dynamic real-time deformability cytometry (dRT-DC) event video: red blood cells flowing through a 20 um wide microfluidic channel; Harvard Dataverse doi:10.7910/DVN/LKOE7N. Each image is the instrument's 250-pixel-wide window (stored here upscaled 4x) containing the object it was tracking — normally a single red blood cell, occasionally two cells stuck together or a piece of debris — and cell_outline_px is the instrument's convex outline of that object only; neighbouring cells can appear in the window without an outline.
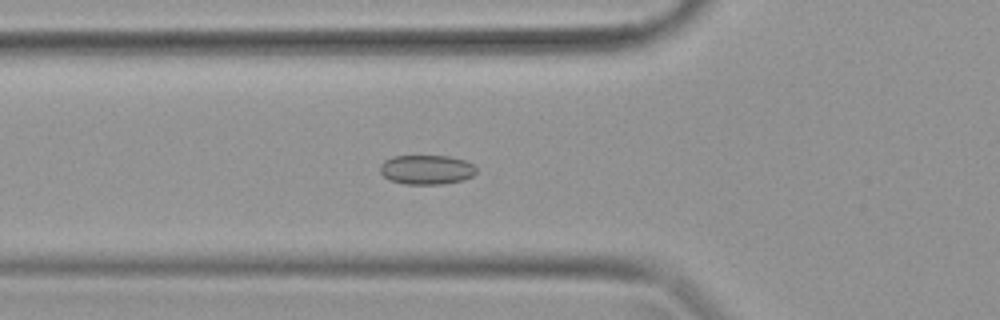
{"species": "common noctule bat (a hibernating species)", "species_latin": "Nyctalus noctula", "temperature_condition": "warm", "stored_images_in_passage": 36, "camera_frame_rate_fps": 3000, "um_per_image_px": 0.085, "animal": {"sex": "female", "body_mass_g": 19.9}, "frame": {"image": 1, "passage_image": 11, "time_ms": 3.333, "image_size_px": [1000, 320], "cell_outline_px": [[476, 172], [460, 180], [432, 184], [412, 184], [392, 180], [384, 176], [380, 172], [380, 168], [388, 160], [396, 156], [444, 156], [460, 160], [472, 164]], "centroid_in_image_um": [36.22, 14.41], "position_along_channel_um": 89.6, "area_um2": 15.49}}
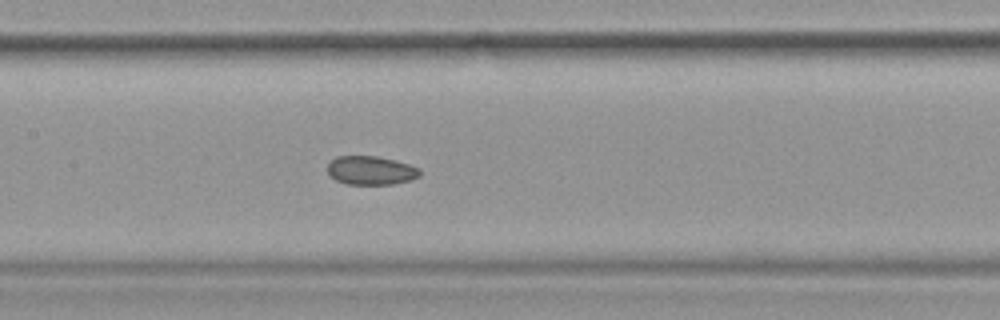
{"frame": {"image": 2, "passage_image": 16, "time_ms": 5.0, "image_size_px": [1000, 320], "cell_outline_px": [[420, 172], [416, 176], [408, 180], [388, 184], [352, 184], [336, 180], [328, 172], [328, 164], [332, 160], [340, 156], [372, 156], [392, 160], [416, 168]], "centroid_in_image_um": [31.44, 14.48], "position_along_channel_um": 176.0, "area_um2": 14.62}}
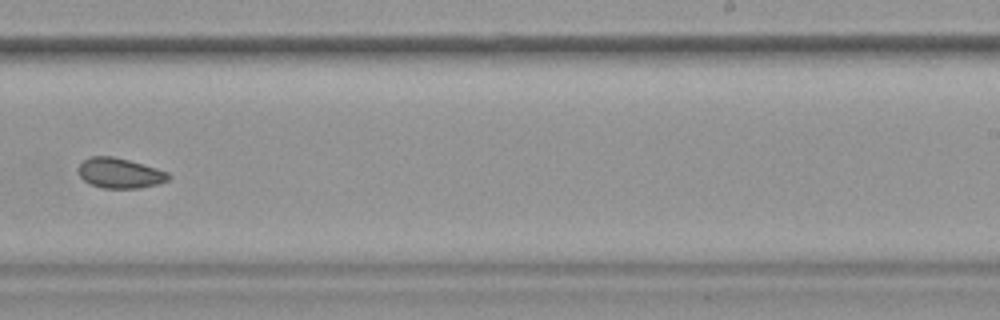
{"frame": {"image": 3, "passage_image": 22, "time_ms": 7.0, "image_size_px": [1000, 320], "cell_outline_px": [[168, 180], [152, 184], [132, 188], [108, 188], [92, 184], [84, 180], [80, 176], [80, 164], [84, 160], [92, 156], [108, 156], [140, 164], [164, 172], [168, 176]], "centroid_in_image_um": [10.09, 14.71], "position_along_channel_um": 278.9, "area_um2": 14.68}}